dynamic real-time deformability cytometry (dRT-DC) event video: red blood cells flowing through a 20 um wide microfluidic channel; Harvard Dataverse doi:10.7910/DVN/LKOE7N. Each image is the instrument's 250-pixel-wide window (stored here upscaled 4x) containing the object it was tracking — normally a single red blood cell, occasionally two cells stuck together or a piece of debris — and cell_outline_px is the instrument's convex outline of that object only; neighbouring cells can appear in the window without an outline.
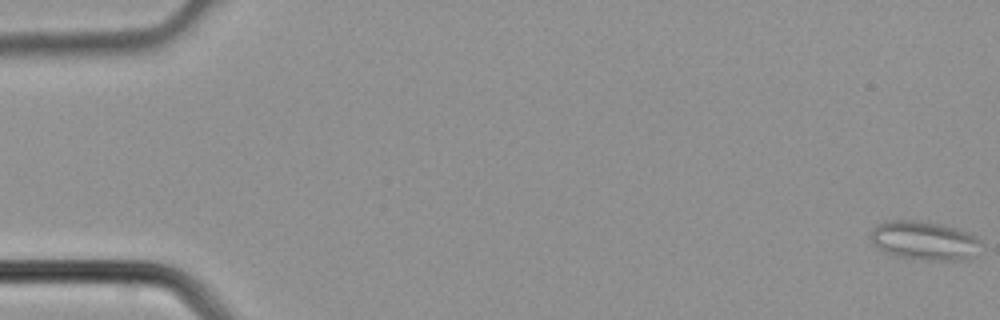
{"species": "common noctule bat (a hibernating species)", "species_latin": "Nyctalus noctula", "temperature_condition": "cold", "stored_images_in_passage": 3, "camera_frame_rate_fps": 3000, "um_per_image_px": 0.085, "animal": {"sex": "male", "body_mass_g": 21.5, "forearm_length_mm": 52.0}, "frame": {"image": 1, "passage_image": 1, "time_ms": 0.0, "image_size_px": [1000, 320], "cell_outline_px": [[980, 240], [976, 256], [968, 260], [924, 260], [896, 256], [884, 252], [876, 248], [872, 240], [872, 228], [876, 224], [884, 220], [924, 220], [944, 224], [960, 228], [976, 236]], "centroid_in_image_um": [78.58, 20.43], "position_along_channel_um": 6.4, "area_um2": 25.61}}